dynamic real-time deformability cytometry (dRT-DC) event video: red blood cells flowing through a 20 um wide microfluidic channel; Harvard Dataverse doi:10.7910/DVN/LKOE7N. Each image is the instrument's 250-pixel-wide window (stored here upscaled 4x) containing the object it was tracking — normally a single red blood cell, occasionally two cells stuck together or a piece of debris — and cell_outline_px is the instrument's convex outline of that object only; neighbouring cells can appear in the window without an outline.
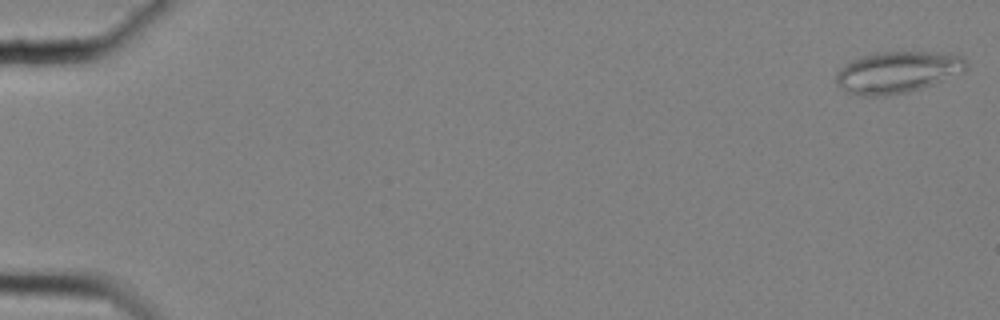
{"species": "common noctule bat (a hibernating species)", "species_latin": "Nyctalus noctula", "temperature_condition": "cold", "stored_images_in_passage": 59, "camera_frame_rate_fps": 3000, "um_per_image_px": 0.085, "animal": {"sex": "female", "body_mass_g": 25.1}, "frame": {"image": 1, "passage_image": 1, "time_ms": 0.0, "image_size_px": [1000, 320], "cell_outline_px": [[968, 64], [964, 72], [944, 80], [908, 92], [884, 96], [856, 96], [848, 92], [836, 84], [836, 72], [840, 68], [852, 60], [876, 52], [924, 52], [964, 56]], "centroid_in_image_um": [76.27, 6.15], "position_along_channel_um": 8.7, "area_um2": 31.44}}
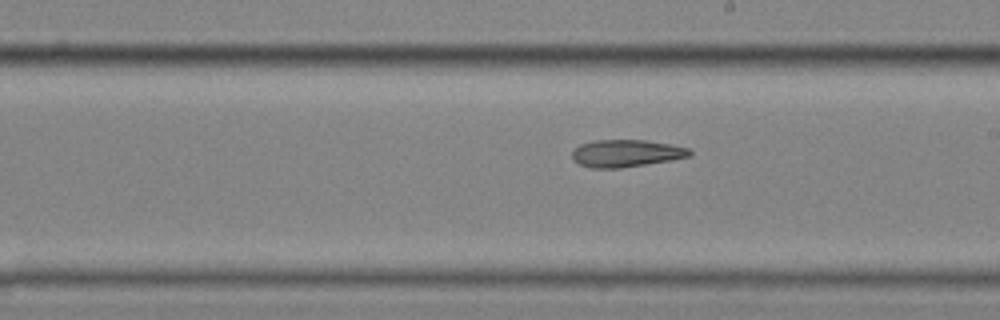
{"frame": {"image": 2, "passage_image": 35, "time_ms": 11.333, "image_size_px": [1000, 320], "cell_outline_px": [[692, 156], [672, 160], [620, 168], [592, 168], [580, 164], [572, 160], [572, 152], [580, 144], [592, 140], [644, 140], [668, 144], [688, 148], [692, 152]], "centroid_in_image_um": [53.21, 13.03], "position_along_channel_um": 235.8, "area_um2": 18.67}}
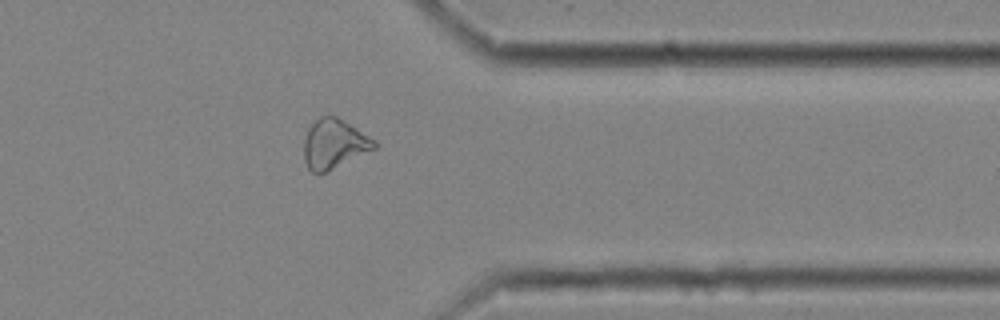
{"frame": {"image": 3, "passage_image": 48, "time_ms": 15.667, "image_size_px": [1000, 320], "cell_outline_px": [[376, 148], [324, 172], [312, 172], [308, 168], [304, 160], [304, 140], [308, 128], [320, 116], [336, 116], [344, 120], [376, 140]], "centroid_in_image_um": [28.39, 12.21], "position_along_channel_um": 383.0, "area_um2": 19.94}, "authors_computed_cell_mechanics": {"area_um2": 22.6576, "velocity_mm_per_s": 3.5033, "shape_relaxation_time_tau1_ms": null, "shape_relaxation_time_tau2_ms": 5.6398, "deformation_change_tau1": null, "deformation_change_tau2": 0.1533}}